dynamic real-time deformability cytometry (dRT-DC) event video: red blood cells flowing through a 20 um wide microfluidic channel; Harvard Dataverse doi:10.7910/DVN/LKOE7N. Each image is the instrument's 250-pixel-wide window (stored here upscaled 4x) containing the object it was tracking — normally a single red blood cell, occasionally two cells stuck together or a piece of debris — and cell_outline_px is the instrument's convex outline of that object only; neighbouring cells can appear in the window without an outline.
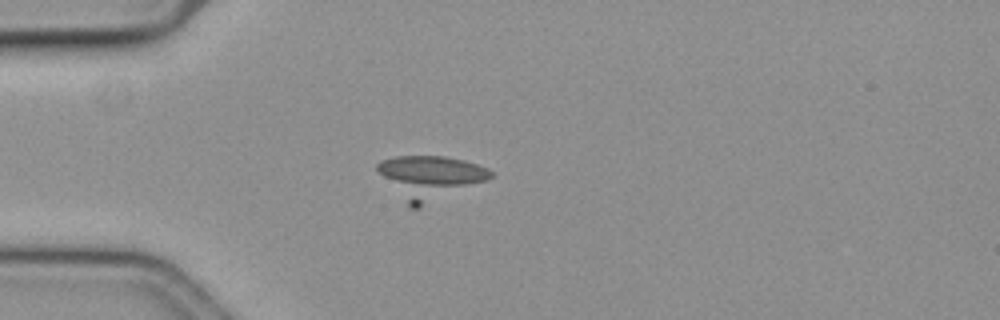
{"species": "common noctule bat (a hibernating species)", "species_latin": "Nyctalus noctula", "temperature_condition": "cold", "stored_images_in_passage": 46, "camera_frame_rate_fps": 3000, "um_per_image_px": 0.085, "animal": {"sex": "female", "body_mass_g": 19.3, "forearm_length_mm": 54.1}, "frame": {"image": 1, "passage_image": 4, "time_ms": 1.0, "image_size_px": [1000, 320], "cell_outline_px": [[492, 176], [488, 180], [420, 208], [408, 208], [376, 168], [376, 164], [380, 160], [396, 156], [444, 156], [464, 160], [488, 168], [492, 172]], "centroid_in_image_um": [36.55, 15.09], "position_along_channel_um": 48.4, "area_um2": 28.73}}
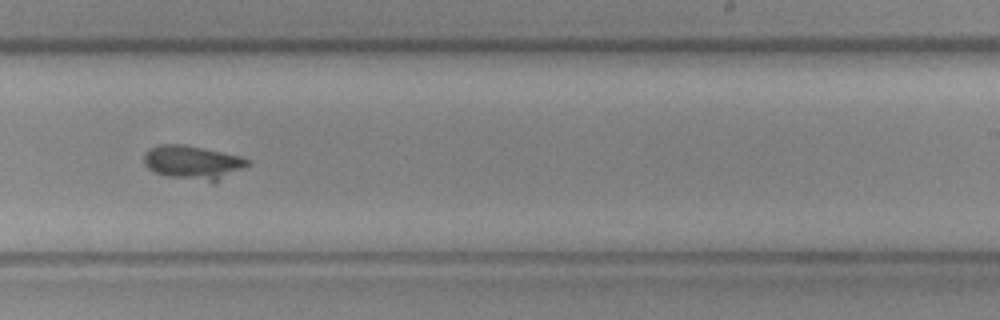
{"frame": {"image": 2, "passage_image": 24, "time_ms": 7.667, "image_size_px": [1000, 320], "cell_outline_px": [[252, 164], [212, 184], [168, 176], [152, 172], [144, 164], [144, 152], [160, 144], [184, 144], [240, 156], [248, 160]], "centroid_in_image_um": [16.4, 13.83], "position_along_channel_um": 272.6, "area_um2": 20.75}}
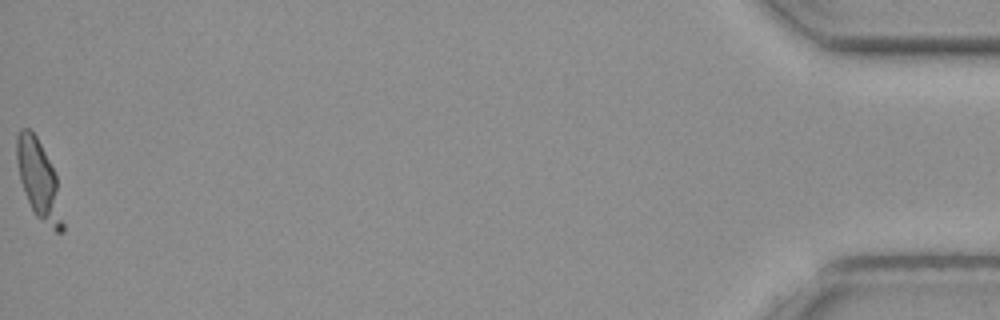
{"frame": {"image": 3, "passage_image": 46, "time_ms": 15.0, "image_size_px": [1000, 320], "cell_outline_px": [[64, 232], [56, 232], [40, 220], [36, 216], [28, 200], [20, 180], [16, 156], [16, 136], [20, 128], [28, 128], [36, 136], [56, 176], [64, 224]], "centroid_in_image_um": [3.3, 15.32], "position_along_channel_um": 431.9, "area_um2": 20.75}, "authors_computed_cell_mechanics": {"area_um2": 20.7502, "velocity_mm_per_s": 3.608, "shape_relaxation_time_tau1_ms": null, "shape_relaxation_time_tau2_ms": 8.2496, "deformation_change_tau1": null, "deformation_change_tau2": null}}